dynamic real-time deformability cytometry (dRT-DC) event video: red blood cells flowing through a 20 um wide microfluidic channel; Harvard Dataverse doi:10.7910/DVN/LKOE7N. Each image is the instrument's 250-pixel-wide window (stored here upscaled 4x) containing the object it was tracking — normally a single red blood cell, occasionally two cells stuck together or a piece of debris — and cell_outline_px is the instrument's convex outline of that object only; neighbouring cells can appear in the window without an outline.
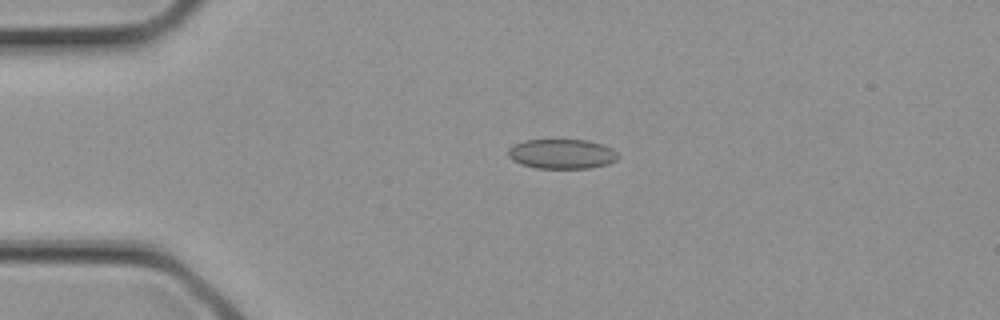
{"species": "common noctule bat (a hibernating species)", "species_latin": "Nyctalus noctula", "temperature_condition": "cold", "stored_images_in_passage": 2, "camera_frame_rate_fps": 3000, "um_per_image_px": 0.085, "animal": {"sex": "female", "body_mass_g": 21.9}, "frame": {"image": 1, "passage_image": 2, "time_ms": 0.333, "image_size_px": [1000, 320], "cell_outline_px": [[620, 156], [616, 160], [608, 164], [592, 168], [536, 168], [520, 164], [512, 160], [508, 156], [508, 148], [524, 140], [588, 140], [612, 148]], "centroid_in_image_um": [47.76, 13.09], "position_along_channel_um": 37.2, "area_um2": 19.07}}